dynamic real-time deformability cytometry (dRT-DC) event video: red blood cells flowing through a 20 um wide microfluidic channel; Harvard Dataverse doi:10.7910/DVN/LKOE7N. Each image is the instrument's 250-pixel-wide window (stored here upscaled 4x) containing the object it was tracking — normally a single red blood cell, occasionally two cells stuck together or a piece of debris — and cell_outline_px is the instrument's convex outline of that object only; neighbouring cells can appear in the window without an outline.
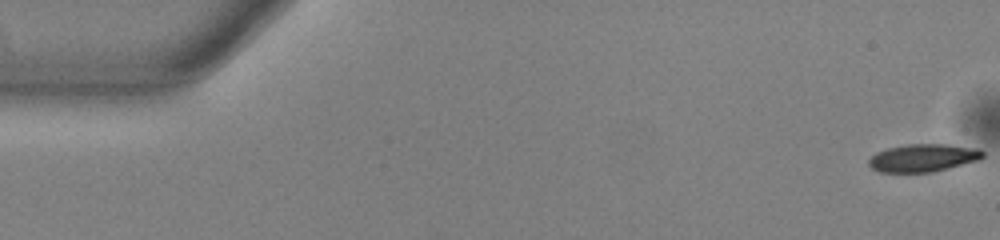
{"species": "common noctule bat (a hibernating species)", "species_latin": "Nyctalus noctula", "temperature_condition": "warm", "stored_images_in_passage": 24, "camera_frame_rate_fps": 3000, "um_per_image_px": 0.085, "animal": {"sex": "male", "body_mass_g": 13.0, "forearm_length_mm": 53.1}, "frame": {"image": 1, "passage_image": 1, "time_ms": 0.0, "image_size_px": [1000, 240], "cell_outline_px": [[984, 156], [980, 160], [932, 172], [880, 172], [872, 168], [868, 164], [868, 160], [876, 152], [888, 148], [908, 144], [944, 144], [976, 148], [984, 152]], "centroid_in_image_um": [78.46, 13.42], "position_along_channel_um": 6.5, "area_um2": 18.38}}
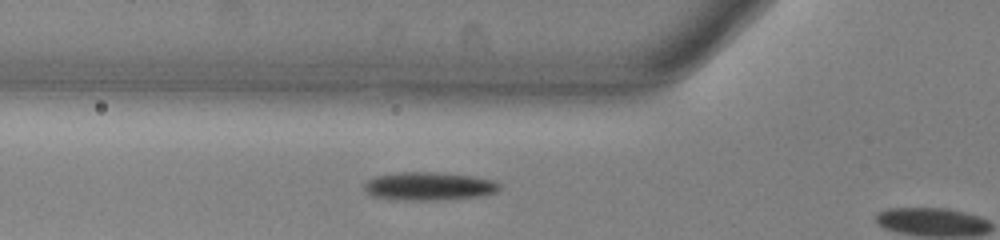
{"frame": {"image": 2, "passage_image": 19, "time_ms": 6.0, "image_size_px": [1000, 240], "cell_outline_px": [[500, 188], [496, 192], [484, 196], [444, 200], [404, 200], [372, 196], [364, 192], [364, 184], [368, 180], [376, 176], [400, 172], [436, 172], [472, 176], [496, 180], [500, 184]], "centroid_in_image_um": [36.5, 15.83], "position_along_channel_um": 89.3, "area_um2": 22.48}}
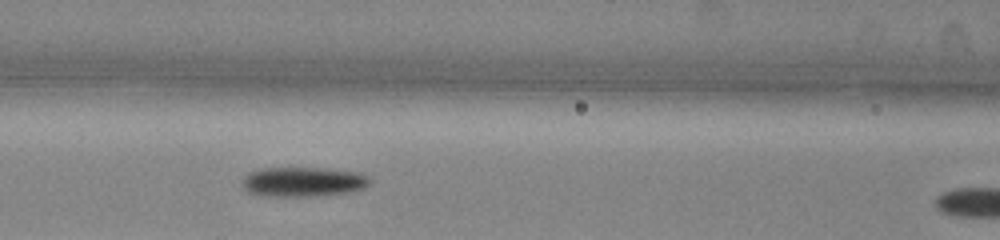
{"frame": {"image": 3, "passage_image": 23, "time_ms": 7.333, "image_size_px": [1000, 240], "cell_outline_px": [[372, 184], [364, 188], [348, 192], [316, 196], [260, 196], [248, 192], [244, 188], [244, 176], [248, 172], [260, 168], [320, 168], [356, 172], [368, 176], [372, 180]], "centroid_in_image_um": [25.77, 15.46], "position_along_channel_um": 140.8, "area_um2": 22.14}}